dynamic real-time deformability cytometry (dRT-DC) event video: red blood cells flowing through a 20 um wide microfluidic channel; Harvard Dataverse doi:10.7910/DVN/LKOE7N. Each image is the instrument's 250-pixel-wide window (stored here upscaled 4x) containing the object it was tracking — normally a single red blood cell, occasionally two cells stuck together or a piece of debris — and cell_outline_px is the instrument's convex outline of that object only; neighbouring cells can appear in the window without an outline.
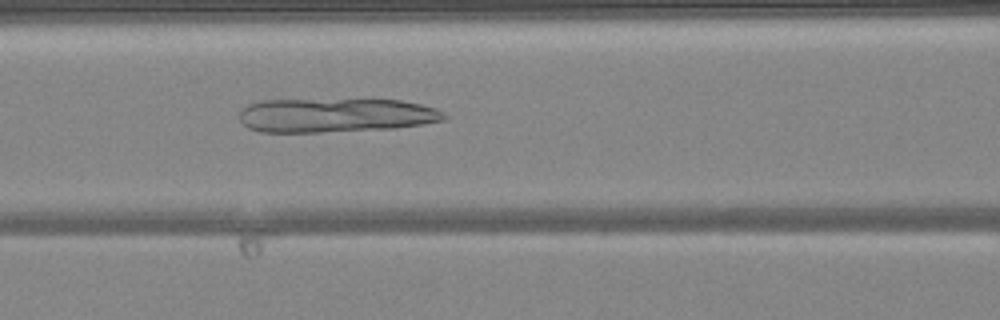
{"species": "common noctule bat (a hibernating species)", "species_latin": "Nyctalus noctula", "temperature_condition": "warm", "stored_images_in_passage": 48, "camera_frame_rate_fps": 3000, "um_per_image_px": 0.085, "animal": {"sex": "female", "body_mass_g": 24.6, "forearm_length_mm": 56.2}, "frame": {"image": 1, "passage_image": 20, "time_ms": 6.333, "image_size_px": [1000, 320], "cell_outline_px": [[448, 116], [444, 120], [424, 124], [396, 128], [320, 132], [260, 132], [248, 128], [240, 120], [240, 112], [248, 104], [260, 100], [400, 100], [420, 104], [436, 108], [444, 112]], "centroid_in_image_um": [28.54, 9.8], "position_along_channel_um": 138.1, "area_um2": 40.69}}
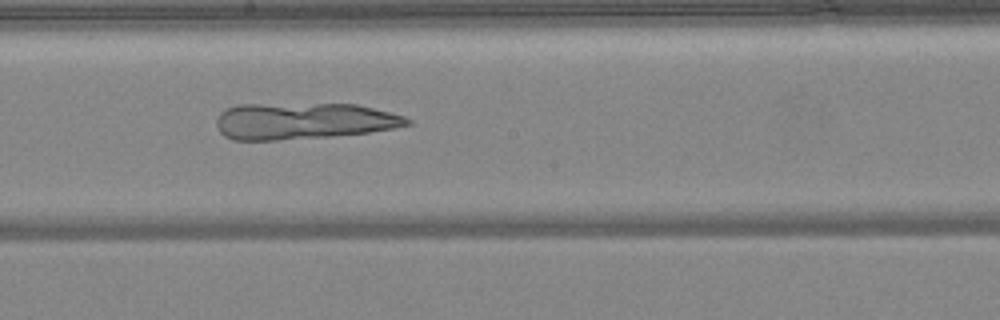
{"frame": {"image": 2, "passage_image": 26, "time_ms": 8.333, "image_size_px": [1000, 320], "cell_outline_px": [[412, 124], [396, 128], [368, 132], [328, 136], [276, 140], [232, 140], [224, 136], [220, 132], [216, 124], [216, 120], [220, 112], [228, 108], [240, 104], [356, 104], [404, 116], [412, 120]], "centroid_in_image_um": [25.77, 10.28], "position_along_channel_um": 222.4, "area_um2": 40.46}}
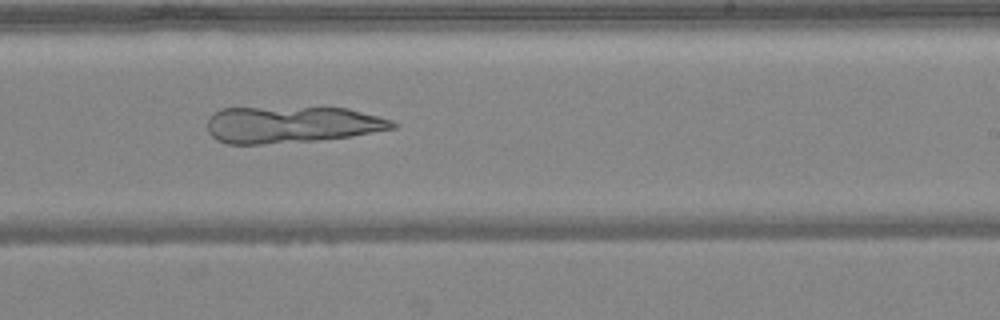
{"frame": {"image": 3, "passage_image": 29, "time_ms": 9.333, "image_size_px": [1000, 320], "cell_outline_px": [[396, 128], [352, 136], [316, 140], [260, 144], [228, 144], [216, 140], [208, 132], [208, 120], [212, 112], [220, 108], [348, 108], [392, 120], [396, 124]], "centroid_in_image_um": [24.75, 10.59], "position_along_channel_um": 264.2, "area_um2": 39.42}}